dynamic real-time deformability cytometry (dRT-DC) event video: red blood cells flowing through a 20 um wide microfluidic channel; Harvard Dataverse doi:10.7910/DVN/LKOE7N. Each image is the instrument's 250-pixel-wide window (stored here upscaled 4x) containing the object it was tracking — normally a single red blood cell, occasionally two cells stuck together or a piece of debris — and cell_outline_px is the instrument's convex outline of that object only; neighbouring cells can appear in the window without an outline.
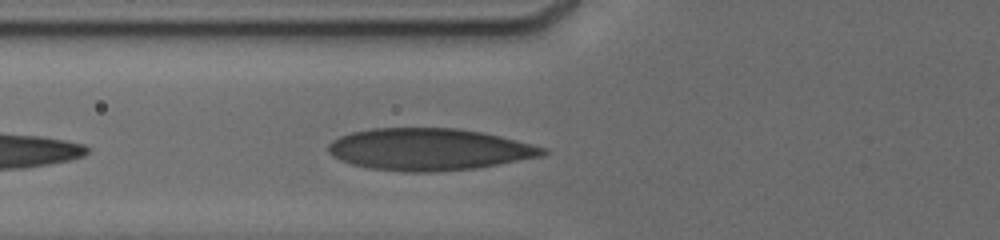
{"species": "human", "species_latin": "Homo sapiens", "temperature_condition": "cold", "stored_images_in_passage": 22, "camera_frame_rate_fps": 3000, "um_per_image_px": 0.085, "donor": {"sex": "male"}, "frame": {"image": 1, "passage_image": 3, "time_ms": 0.667, "image_size_px": [1000, 240], "cell_outline_px": [[548, 152], [544, 156], [476, 168], [436, 172], [412, 172], [372, 168], [352, 164], [340, 160], [332, 156], [328, 152], [328, 144], [332, 140], [340, 136], [352, 132], [372, 128], [456, 128], [480, 132], [500, 136], [548, 148]], "centroid_in_image_um": [36.49, 12.69], "position_along_channel_um": 89.3, "area_um2": 52.42}}
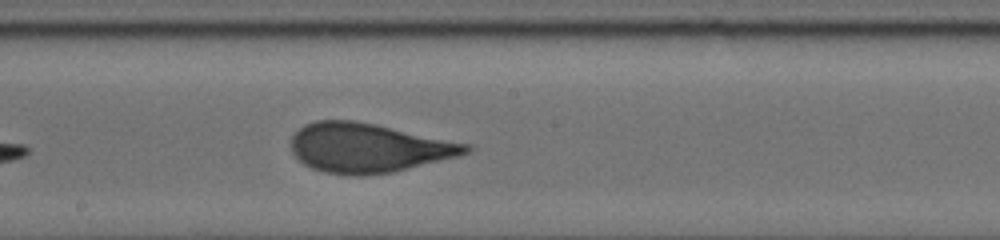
{"frame": {"image": 2, "passage_image": 12, "time_ms": 4.0, "image_size_px": [1000, 240], "cell_outline_px": [[472, 148], [468, 152], [456, 156], [392, 172], [364, 176], [352, 176], [324, 172], [312, 168], [304, 164], [292, 152], [288, 144], [292, 136], [304, 124], [316, 120], [356, 120], [376, 124], [472, 144]], "centroid_in_image_um": [31.27, 12.56], "position_along_channel_um": 216.9, "area_um2": 50.34}}
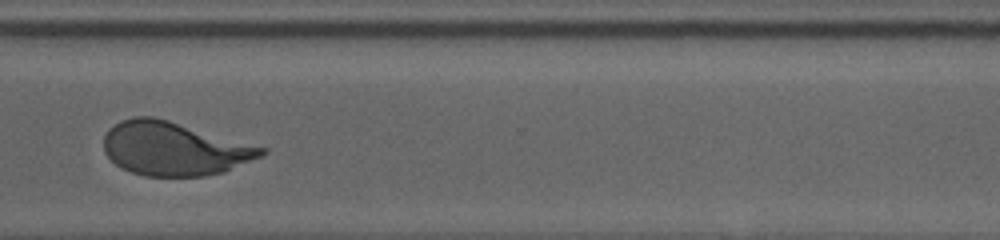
{"frame": {"image": 3, "passage_image": 19, "time_ms": 7.667, "image_size_px": [1000, 240], "cell_outline_px": [[268, 152], [264, 156], [224, 172], [204, 176], [144, 176], [120, 168], [104, 152], [104, 136], [108, 128], [120, 120], [132, 116], [152, 116], [168, 120], [268, 148]], "centroid_in_image_um": [14.82, 12.63], "position_along_channel_um": 355.8, "area_um2": 49.59}}